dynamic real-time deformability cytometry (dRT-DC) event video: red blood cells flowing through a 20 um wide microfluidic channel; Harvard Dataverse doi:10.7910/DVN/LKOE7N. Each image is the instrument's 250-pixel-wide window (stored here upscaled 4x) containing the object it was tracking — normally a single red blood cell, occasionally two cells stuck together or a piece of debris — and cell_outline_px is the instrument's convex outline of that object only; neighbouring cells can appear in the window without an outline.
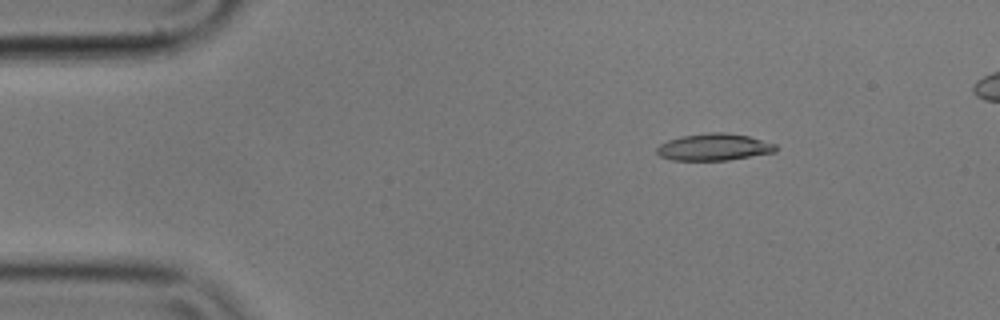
{"species": "common noctule bat (a hibernating species)", "species_latin": "Nyctalus noctula", "temperature_condition": "cold", "stored_images_in_passage": 4, "segment_of_instrument_passage": [1, 2], "camera_frame_rate_fps": 3000, "um_per_image_px": 0.085, "animal": {"sex": "male", "body_mass_g": 17.9}, "frame": {"image": 1, "passage_image": 1, "time_ms": 0.0, "image_size_px": [1000, 320], "cell_outline_px": [[776, 152], [728, 160], [672, 160], [660, 156], [656, 152], [656, 148], [660, 144], [668, 140], [680, 136], [708, 132], [724, 132], [748, 136], [776, 144]], "centroid_in_image_um": [60.67, 12.5], "position_along_channel_um": 24.3, "area_um2": 18.67}}